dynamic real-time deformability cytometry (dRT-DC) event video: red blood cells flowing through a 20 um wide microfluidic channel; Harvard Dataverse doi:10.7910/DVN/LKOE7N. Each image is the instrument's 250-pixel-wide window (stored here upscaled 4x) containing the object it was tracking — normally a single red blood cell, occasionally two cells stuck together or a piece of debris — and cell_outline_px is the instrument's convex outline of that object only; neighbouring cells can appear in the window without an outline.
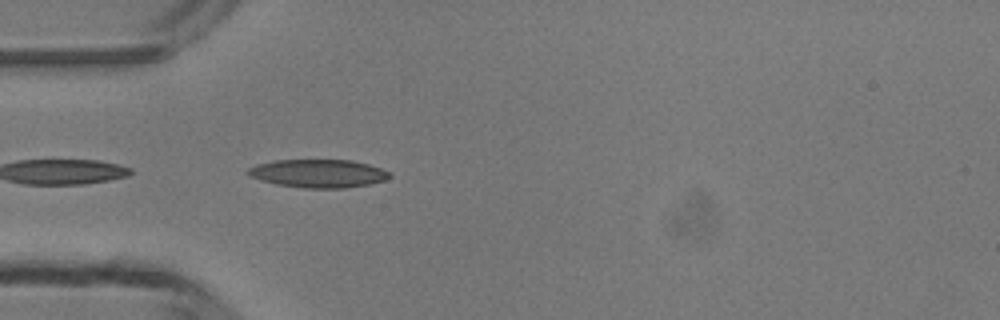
{"species": "common noctule bat (a hibernating species)", "species_latin": "Nyctalus noctula", "temperature_condition": "room temperature", "stored_images_in_passage": 4, "camera_frame_rate_fps": 3000, "um_per_image_px": 0.085, "animal": {"sex": "male", "body_mass_g": 13.3}, "frame": {"image": 1, "passage_image": 4, "time_ms": 3.667, "image_size_px": [1000, 320], "cell_outline_px": [[392, 176], [384, 180], [372, 184], [344, 188], [304, 188], [276, 184], [260, 180], [248, 176], [244, 172], [248, 168], [256, 164], [276, 160], [352, 160], [368, 164], [380, 168], [388, 172]], "centroid_in_image_um": [27.02, 14.74], "position_along_channel_um": 58.0, "area_um2": 23.41}}